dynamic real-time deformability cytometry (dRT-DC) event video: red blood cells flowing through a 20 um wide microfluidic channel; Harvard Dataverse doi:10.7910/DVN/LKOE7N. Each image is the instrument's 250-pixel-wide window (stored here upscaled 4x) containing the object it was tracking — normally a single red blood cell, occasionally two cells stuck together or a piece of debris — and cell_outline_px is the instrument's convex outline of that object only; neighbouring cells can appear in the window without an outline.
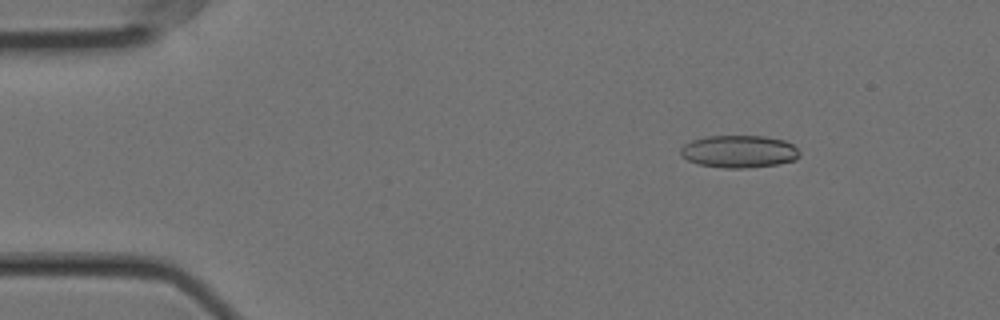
{"species": "Egyptian fruit bat (a non-hibernating species)", "species_latin": "Rousettus aegyptiacus", "temperature_condition": "cold", "stored_images_in_passage": 56, "camera_frame_rate_fps": 3000, "um_per_image_px": 0.085, "animal": {"sex": "female"}, "frame": {"image": 1, "passage_image": 7, "time_ms": 2.0, "image_size_px": [1000, 320], "cell_outline_px": [[800, 156], [796, 160], [780, 164], [748, 168], [724, 168], [700, 164], [688, 160], [680, 156], [680, 148], [684, 144], [692, 140], [704, 136], [764, 136], [784, 140], [792, 144], [800, 152]], "centroid_in_image_um": [62.82, 12.88], "position_along_channel_um": 22.2, "area_um2": 22.72}}
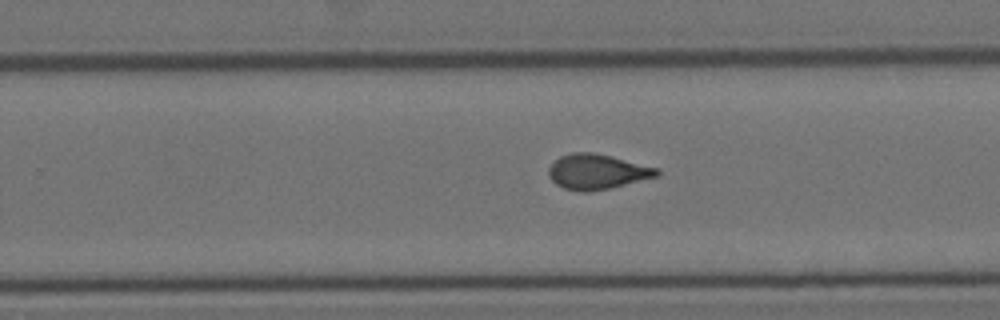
{"frame": {"image": 2, "passage_image": 35, "time_ms": 11.333, "image_size_px": [1000, 320], "cell_outline_px": [[660, 172], [656, 176], [608, 188], [588, 192], [580, 192], [564, 188], [556, 184], [548, 176], [548, 168], [560, 156], [572, 152], [592, 152], [612, 156], [660, 168]], "centroid_in_image_um": [50.73, 14.58], "position_along_channel_um": 279.1, "area_um2": 22.02}}
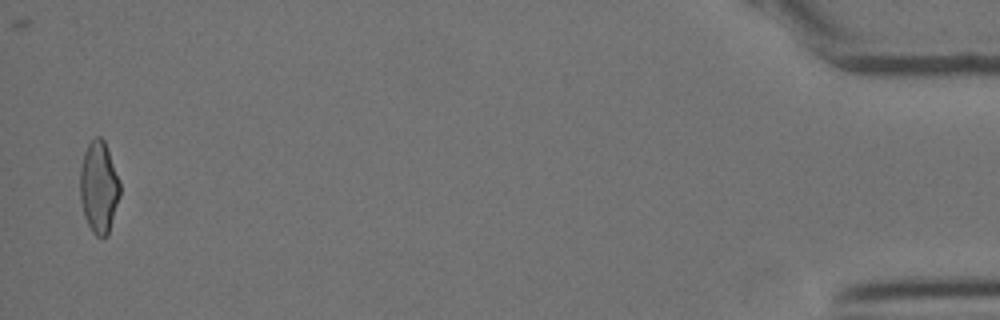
{"frame": {"image": 3, "passage_image": 55, "time_ms": 18.0, "image_size_px": [1000, 320], "cell_outline_px": [[120, 196], [108, 236], [96, 236], [92, 232], [84, 216], [80, 200], [80, 168], [84, 152], [88, 144], [96, 136], [100, 136], [104, 140], [108, 148], [120, 180]], "centroid_in_image_um": [8.41, 15.9], "position_along_channel_um": 426.8, "area_um2": 21.62}, "authors_computed_cell_mechanics": {"area_um2": 21.7617, "velocity_mm_per_s": 3.5662, "shape_relaxation_time_tau1_ms": 8.6555, "shape_relaxation_time_tau2_ms": 1.5327, "deformation_change_tau1": 0.203, "deformation_change_tau2": 0.0832}}